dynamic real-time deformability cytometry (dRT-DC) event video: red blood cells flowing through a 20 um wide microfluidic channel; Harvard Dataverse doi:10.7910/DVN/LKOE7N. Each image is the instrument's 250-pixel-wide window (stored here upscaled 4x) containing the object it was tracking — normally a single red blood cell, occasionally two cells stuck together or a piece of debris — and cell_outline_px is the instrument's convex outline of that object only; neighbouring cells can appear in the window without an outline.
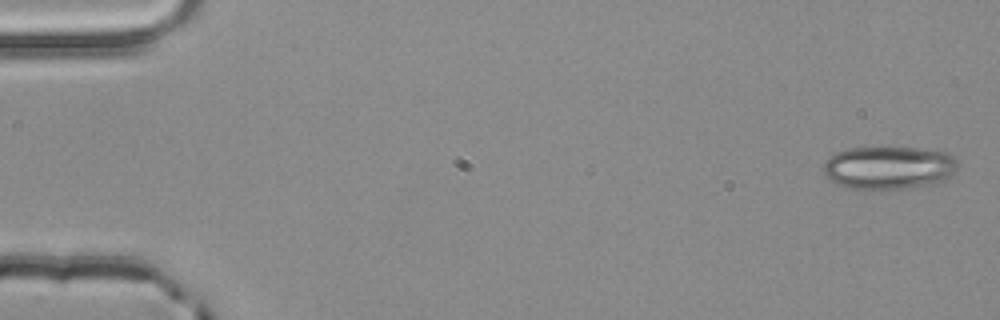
{"species": "common noctule bat (a hibernating species)", "species_latin": "Nyctalus noctula", "temperature_condition": "room temperature", "stored_images_in_passage": 3, "camera_frame_rate_fps": 3000, "um_per_image_px": 0.085, "animal": {"sex": "male", "body_mass_g": 20.4}, "frame": {"image": 1, "passage_image": 1, "time_ms": 0.0, "image_size_px": [1000, 320], "cell_outline_px": [[956, 168], [948, 176], [936, 184], [904, 188], [848, 188], [836, 184], [824, 172], [824, 164], [836, 152], [848, 148], [916, 148], [948, 152], [956, 160]], "centroid_in_image_um": [75.55, 14.24], "position_along_channel_um": 9.4, "area_um2": 33.06}}